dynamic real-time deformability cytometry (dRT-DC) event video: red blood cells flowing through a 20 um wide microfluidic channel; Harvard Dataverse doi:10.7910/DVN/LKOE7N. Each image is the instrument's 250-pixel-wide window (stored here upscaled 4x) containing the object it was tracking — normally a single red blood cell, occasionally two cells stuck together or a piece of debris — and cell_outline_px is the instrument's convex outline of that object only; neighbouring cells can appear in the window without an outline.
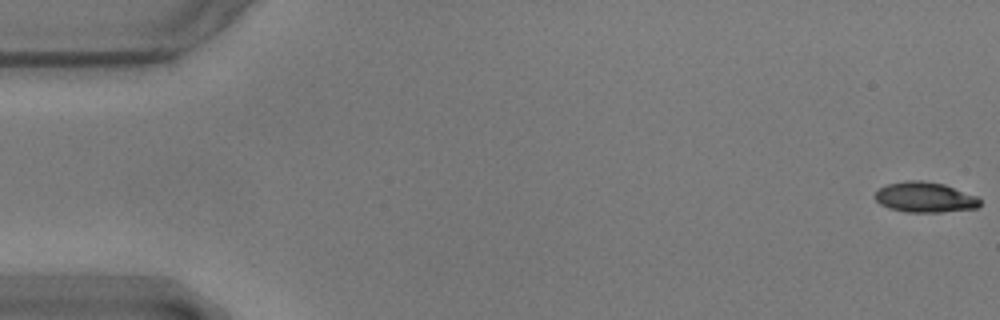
{"species": "common noctule bat (a hibernating species)", "species_latin": "Nyctalus noctula", "temperature_condition": "warm", "stored_images_in_passage": 57, "camera_frame_rate_fps": 3000, "um_per_image_px": 0.085, "animal": {"sex": "male", "body_mass_g": 17.9}, "frame": {"image": 1, "passage_image": 1, "time_ms": 0.0, "image_size_px": [1000, 320], "cell_outline_px": [[980, 204], [976, 208], [940, 212], [908, 212], [888, 208], [880, 204], [872, 196], [880, 188], [888, 184], [908, 180], [920, 180], [944, 184], [976, 196], [980, 200]], "centroid_in_image_um": [78.58, 16.77], "position_along_channel_um": 6.4, "area_um2": 18.44}}
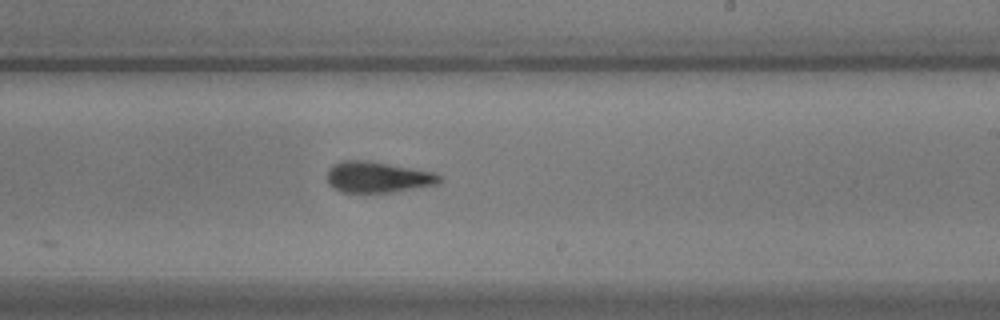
{"frame": {"image": 2, "passage_image": 34, "time_ms": 11.0, "image_size_px": [1000, 320], "cell_outline_px": [[444, 180], [440, 184], [392, 192], [340, 192], [332, 188], [328, 184], [328, 168], [332, 164], [344, 160], [368, 160], [436, 172], [444, 176]], "centroid_in_image_um": [32.16, 15.05], "position_along_channel_um": 256.8, "area_um2": 20.75}}
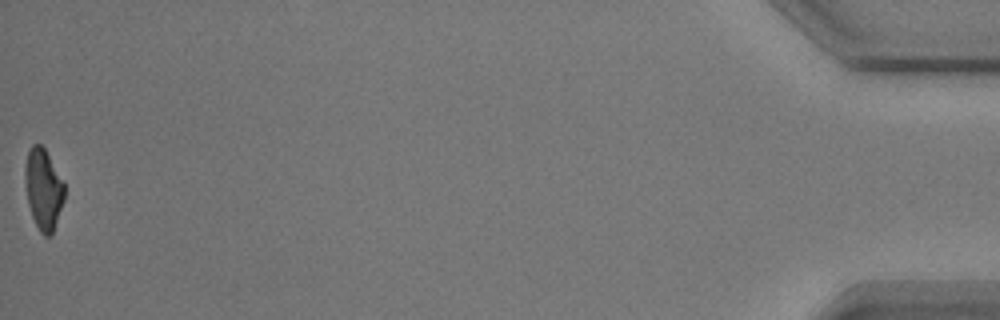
{"frame": {"image": 3, "passage_image": 57, "time_ms": 18.667, "image_size_px": [1000, 320], "cell_outline_px": [[64, 200], [52, 236], [44, 236], [40, 232], [32, 216], [28, 204], [24, 176], [24, 168], [28, 152], [32, 144], [40, 144], [44, 148], [64, 184]], "centroid_in_image_um": [3.68, 16.11], "position_along_channel_um": 431.5, "area_um2": 18.38}, "authors_computed_cell_mechanics": {"area_um2": 20.519, "velocity_mm_per_s": 3.5674, "shape_relaxation_time_tau1_ms": 3.0578, "shape_relaxation_time_tau2_ms": 4.3109, "deformation_change_tau1": 0.1177, "deformation_change_tau2": 0.145}}